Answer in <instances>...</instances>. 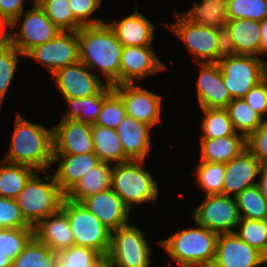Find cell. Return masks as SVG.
I'll return each mask as SVG.
<instances>
[{
  "instance_id": "obj_41",
  "label": "cell",
  "mask_w": 267,
  "mask_h": 267,
  "mask_svg": "<svg viewBox=\"0 0 267 267\" xmlns=\"http://www.w3.org/2000/svg\"><path fill=\"white\" fill-rule=\"evenodd\" d=\"M34 237V228H0V253L12 261Z\"/></svg>"
},
{
  "instance_id": "obj_6",
  "label": "cell",
  "mask_w": 267,
  "mask_h": 267,
  "mask_svg": "<svg viewBox=\"0 0 267 267\" xmlns=\"http://www.w3.org/2000/svg\"><path fill=\"white\" fill-rule=\"evenodd\" d=\"M176 22L166 26L186 45L199 63H218L226 54L224 32L186 20L179 12Z\"/></svg>"
},
{
  "instance_id": "obj_3",
  "label": "cell",
  "mask_w": 267,
  "mask_h": 267,
  "mask_svg": "<svg viewBox=\"0 0 267 267\" xmlns=\"http://www.w3.org/2000/svg\"><path fill=\"white\" fill-rule=\"evenodd\" d=\"M196 225L197 228L183 229L159 241L179 267H211L213 264L219 234Z\"/></svg>"
},
{
  "instance_id": "obj_29",
  "label": "cell",
  "mask_w": 267,
  "mask_h": 267,
  "mask_svg": "<svg viewBox=\"0 0 267 267\" xmlns=\"http://www.w3.org/2000/svg\"><path fill=\"white\" fill-rule=\"evenodd\" d=\"M91 134L94 153L101 162L123 163L130 160L124 153L123 145L115 129L91 125Z\"/></svg>"
},
{
  "instance_id": "obj_7",
  "label": "cell",
  "mask_w": 267,
  "mask_h": 267,
  "mask_svg": "<svg viewBox=\"0 0 267 267\" xmlns=\"http://www.w3.org/2000/svg\"><path fill=\"white\" fill-rule=\"evenodd\" d=\"M61 209L68 218L75 245L92 248L106 257L110 247L111 230L82 202H74L64 197Z\"/></svg>"
},
{
  "instance_id": "obj_22",
  "label": "cell",
  "mask_w": 267,
  "mask_h": 267,
  "mask_svg": "<svg viewBox=\"0 0 267 267\" xmlns=\"http://www.w3.org/2000/svg\"><path fill=\"white\" fill-rule=\"evenodd\" d=\"M34 237L57 253L75 245L68 218L61 208L34 226Z\"/></svg>"
},
{
  "instance_id": "obj_43",
  "label": "cell",
  "mask_w": 267,
  "mask_h": 267,
  "mask_svg": "<svg viewBox=\"0 0 267 267\" xmlns=\"http://www.w3.org/2000/svg\"><path fill=\"white\" fill-rule=\"evenodd\" d=\"M18 55L24 56L11 44L0 47V108L15 75Z\"/></svg>"
},
{
  "instance_id": "obj_31",
  "label": "cell",
  "mask_w": 267,
  "mask_h": 267,
  "mask_svg": "<svg viewBox=\"0 0 267 267\" xmlns=\"http://www.w3.org/2000/svg\"><path fill=\"white\" fill-rule=\"evenodd\" d=\"M233 123L235 131L246 139L265 121L243 98L232 99L225 108Z\"/></svg>"
},
{
  "instance_id": "obj_12",
  "label": "cell",
  "mask_w": 267,
  "mask_h": 267,
  "mask_svg": "<svg viewBox=\"0 0 267 267\" xmlns=\"http://www.w3.org/2000/svg\"><path fill=\"white\" fill-rule=\"evenodd\" d=\"M34 3L32 9L25 14L19 32L10 34V44L23 55L32 48L50 41L61 32L35 0Z\"/></svg>"
},
{
  "instance_id": "obj_33",
  "label": "cell",
  "mask_w": 267,
  "mask_h": 267,
  "mask_svg": "<svg viewBox=\"0 0 267 267\" xmlns=\"http://www.w3.org/2000/svg\"><path fill=\"white\" fill-rule=\"evenodd\" d=\"M58 253L33 237L12 261V267H56Z\"/></svg>"
},
{
  "instance_id": "obj_20",
  "label": "cell",
  "mask_w": 267,
  "mask_h": 267,
  "mask_svg": "<svg viewBox=\"0 0 267 267\" xmlns=\"http://www.w3.org/2000/svg\"><path fill=\"white\" fill-rule=\"evenodd\" d=\"M197 99L200 108H226L232 101L218 63H199Z\"/></svg>"
},
{
  "instance_id": "obj_34",
  "label": "cell",
  "mask_w": 267,
  "mask_h": 267,
  "mask_svg": "<svg viewBox=\"0 0 267 267\" xmlns=\"http://www.w3.org/2000/svg\"><path fill=\"white\" fill-rule=\"evenodd\" d=\"M56 267H107L106 257L96 250L73 245L58 253Z\"/></svg>"
},
{
  "instance_id": "obj_38",
  "label": "cell",
  "mask_w": 267,
  "mask_h": 267,
  "mask_svg": "<svg viewBox=\"0 0 267 267\" xmlns=\"http://www.w3.org/2000/svg\"><path fill=\"white\" fill-rule=\"evenodd\" d=\"M50 21L61 31H78L82 25L74 18L69 0H35Z\"/></svg>"
},
{
  "instance_id": "obj_44",
  "label": "cell",
  "mask_w": 267,
  "mask_h": 267,
  "mask_svg": "<svg viewBox=\"0 0 267 267\" xmlns=\"http://www.w3.org/2000/svg\"><path fill=\"white\" fill-rule=\"evenodd\" d=\"M0 228H34L23 217L15 199L0 197Z\"/></svg>"
},
{
  "instance_id": "obj_23",
  "label": "cell",
  "mask_w": 267,
  "mask_h": 267,
  "mask_svg": "<svg viewBox=\"0 0 267 267\" xmlns=\"http://www.w3.org/2000/svg\"><path fill=\"white\" fill-rule=\"evenodd\" d=\"M56 161H59V166L56 168L57 170L54 176L60 190L65 195L85 173L101 162L94 152L84 154H54L53 162Z\"/></svg>"
},
{
  "instance_id": "obj_32",
  "label": "cell",
  "mask_w": 267,
  "mask_h": 267,
  "mask_svg": "<svg viewBox=\"0 0 267 267\" xmlns=\"http://www.w3.org/2000/svg\"><path fill=\"white\" fill-rule=\"evenodd\" d=\"M64 99L70 110L66 111L63 119L94 125L104 102V88L97 95Z\"/></svg>"
},
{
  "instance_id": "obj_25",
  "label": "cell",
  "mask_w": 267,
  "mask_h": 267,
  "mask_svg": "<svg viewBox=\"0 0 267 267\" xmlns=\"http://www.w3.org/2000/svg\"><path fill=\"white\" fill-rule=\"evenodd\" d=\"M151 126L126 115L115 129L130 160H144L150 152Z\"/></svg>"
},
{
  "instance_id": "obj_5",
  "label": "cell",
  "mask_w": 267,
  "mask_h": 267,
  "mask_svg": "<svg viewBox=\"0 0 267 267\" xmlns=\"http://www.w3.org/2000/svg\"><path fill=\"white\" fill-rule=\"evenodd\" d=\"M144 160H129L112 167L111 188L131 210L132 204L155 201L158 195L157 181L141 164Z\"/></svg>"
},
{
  "instance_id": "obj_17",
  "label": "cell",
  "mask_w": 267,
  "mask_h": 267,
  "mask_svg": "<svg viewBox=\"0 0 267 267\" xmlns=\"http://www.w3.org/2000/svg\"><path fill=\"white\" fill-rule=\"evenodd\" d=\"M262 30L260 21L228 20L224 31L226 52L241 55H261Z\"/></svg>"
},
{
  "instance_id": "obj_40",
  "label": "cell",
  "mask_w": 267,
  "mask_h": 267,
  "mask_svg": "<svg viewBox=\"0 0 267 267\" xmlns=\"http://www.w3.org/2000/svg\"><path fill=\"white\" fill-rule=\"evenodd\" d=\"M237 226L238 232L234 233L267 258V219L240 218Z\"/></svg>"
},
{
  "instance_id": "obj_48",
  "label": "cell",
  "mask_w": 267,
  "mask_h": 267,
  "mask_svg": "<svg viewBox=\"0 0 267 267\" xmlns=\"http://www.w3.org/2000/svg\"><path fill=\"white\" fill-rule=\"evenodd\" d=\"M24 0H0V13L15 28L24 12Z\"/></svg>"
},
{
  "instance_id": "obj_18",
  "label": "cell",
  "mask_w": 267,
  "mask_h": 267,
  "mask_svg": "<svg viewBox=\"0 0 267 267\" xmlns=\"http://www.w3.org/2000/svg\"><path fill=\"white\" fill-rule=\"evenodd\" d=\"M54 154L94 152L91 125L78 120L62 119L53 127Z\"/></svg>"
},
{
  "instance_id": "obj_47",
  "label": "cell",
  "mask_w": 267,
  "mask_h": 267,
  "mask_svg": "<svg viewBox=\"0 0 267 267\" xmlns=\"http://www.w3.org/2000/svg\"><path fill=\"white\" fill-rule=\"evenodd\" d=\"M262 118L267 114V78L249 90L243 98ZM267 120V116L265 118Z\"/></svg>"
},
{
  "instance_id": "obj_4",
  "label": "cell",
  "mask_w": 267,
  "mask_h": 267,
  "mask_svg": "<svg viewBox=\"0 0 267 267\" xmlns=\"http://www.w3.org/2000/svg\"><path fill=\"white\" fill-rule=\"evenodd\" d=\"M64 197L54 175L41 178L36 172L15 200L25 220L34 227L40 220L56 213Z\"/></svg>"
},
{
  "instance_id": "obj_49",
  "label": "cell",
  "mask_w": 267,
  "mask_h": 267,
  "mask_svg": "<svg viewBox=\"0 0 267 267\" xmlns=\"http://www.w3.org/2000/svg\"><path fill=\"white\" fill-rule=\"evenodd\" d=\"M4 26L10 28L11 24L0 13V47L10 44L11 32L8 29L3 30Z\"/></svg>"
},
{
  "instance_id": "obj_14",
  "label": "cell",
  "mask_w": 267,
  "mask_h": 267,
  "mask_svg": "<svg viewBox=\"0 0 267 267\" xmlns=\"http://www.w3.org/2000/svg\"><path fill=\"white\" fill-rule=\"evenodd\" d=\"M267 258L240 239L234 232L219 234L211 267H258Z\"/></svg>"
},
{
  "instance_id": "obj_50",
  "label": "cell",
  "mask_w": 267,
  "mask_h": 267,
  "mask_svg": "<svg viewBox=\"0 0 267 267\" xmlns=\"http://www.w3.org/2000/svg\"><path fill=\"white\" fill-rule=\"evenodd\" d=\"M259 174H261V176H259L261 178L257 185L259 186L261 193L267 200V165L261 167Z\"/></svg>"
},
{
  "instance_id": "obj_28",
  "label": "cell",
  "mask_w": 267,
  "mask_h": 267,
  "mask_svg": "<svg viewBox=\"0 0 267 267\" xmlns=\"http://www.w3.org/2000/svg\"><path fill=\"white\" fill-rule=\"evenodd\" d=\"M180 14L190 22L224 32L228 22L227 0L195 1L189 12Z\"/></svg>"
},
{
  "instance_id": "obj_15",
  "label": "cell",
  "mask_w": 267,
  "mask_h": 267,
  "mask_svg": "<svg viewBox=\"0 0 267 267\" xmlns=\"http://www.w3.org/2000/svg\"><path fill=\"white\" fill-rule=\"evenodd\" d=\"M81 61L55 71L52 76L64 98H83L97 95L107 84L100 77L88 71Z\"/></svg>"
},
{
  "instance_id": "obj_27",
  "label": "cell",
  "mask_w": 267,
  "mask_h": 267,
  "mask_svg": "<svg viewBox=\"0 0 267 267\" xmlns=\"http://www.w3.org/2000/svg\"><path fill=\"white\" fill-rule=\"evenodd\" d=\"M111 178L110 164L100 162L85 173L65 197L74 202H82L90 195L111 189Z\"/></svg>"
},
{
  "instance_id": "obj_30",
  "label": "cell",
  "mask_w": 267,
  "mask_h": 267,
  "mask_svg": "<svg viewBox=\"0 0 267 267\" xmlns=\"http://www.w3.org/2000/svg\"><path fill=\"white\" fill-rule=\"evenodd\" d=\"M0 161L6 163H0V197L16 199L18 194L37 171L26 165Z\"/></svg>"
},
{
  "instance_id": "obj_53",
  "label": "cell",
  "mask_w": 267,
  "mask_h": 267,
  "mask_svg": "<svg viewBox=\"0 0 267 267\" xmlns=\"http://www.w3.org/2000/svg\"><path fill=\"white\" fill-rule=\"evenodd\" d=\"M266 78H267V62H266Z\"/></svg>"
},
{
  "instance_id": "obj_10",
  "label": "cell",
  "mask_w": 267,
  "mask_h": 267,
  "mask_svg": "<svg viewBox=\"0 0 267 267\" xmlns=\"http://www.w3.org/2000/svg\"><path fill=\"white\" fill-rule=\"evenodd\" d=\"M193 219L217 234L235 232L240 220L235 197L224 194L205 196L204 202L195 208Z\"/></svg>"
},
{
  "instance_id": "obj_35",
  "label": "cell",
  "mask_w": 267,
  "mask_h": 267,
  "mask_svg": "<svg viewBox=\"0 0 267 267\" xmlns=\"http://www.w3.org/2000/svg\"><path fill=\"white\" fill-rule=\"evenodd\" d=\"M204 113L201 129V138H219L239 134L235 131L233 123L225 108H201Z\"/></svg>"
},
{
  "instance_id": "obj_21",
  "label": "cell",
  "mask_w": 267,
  "mask_h": 267,
  "mask_svg": "<svg viewBox=\"0 0 267 267\" xmlns=\"http://www.w3.org/2000/svg\"><path fill=\"white\" fill-rule=\"evenodd\" d=\"M82 203L111 231L129 224L130 210L112 188L90 195Z\"/></svg>"
},
{
  "instance_id": "obj_9",
  "label": "cell",
  "mask_w": 267,
  "mask_h": 267,
  "mask_svg": "<svg viewBox=\"0 0 267 267\" xmlns=\"http://www.w3.org/2000/svg\"><path fill=\"white\" fill-rule=\"evenodd\" d=\"M150 252L152 249L143 232L127 224L111 231L106 264L107 267H149Z\"/></svg>"
},
{
  "instance_id": "obj_37",
  "label": "cell",
  "mask_w": 267,
  "mask_h": 267,
  "mask_svg": "<svg viewBox=\"0 0 267 267\" xmlns=\"http://www.w3.org/2000/svg\"><path fill=\"white\" fill-rule=\"evenodd\" d=\"M126 115L122 98L107 84L104 87V102L94 125L116 129Z\"/></svg>"
},
{
  "instance_id": "obj_51",
  "label": "cell",
  "mask_w": 267,
  "mask_h": 267,
  "mask_svg": "<svg viewBox=\"0 0 267 267\" xmlns=\"http://www.w3.org/2000/svg\"><path fill=\"white\" fill-rule=\"evenodd\" d=\"M261 30H262V38H261V55L267 54V17L260 22Z\"/></svg>"
},
{
  "instance_id": "obj_11",
  "label": "cell",
  "mask_w": 267,
  "mask_h": 267,
  "mask_svg": "<svg viewBox=\"0 0 267 267\" xmlns=\"http://www.w3.org/2000/svg\"><path fill=\"white\" fill-rule=\"evenodd\" d=\"M24 56L42 63L53 74L58 69L79 61L77 31H61L50 41L29 50Z\"/></svg>"
},
{
  "instance_id": "obj_26",
  "label": "cell",
  "mask_w": 267,
  "mask_h": 267,
  "mask_svg": "<svg viewBox=\"0 0 267 267\" xmlns=\"http://www.w3.org/2000/svg\"><path fill=\"white\" fill-rule=\"evenodd\" d=\"M201 161L228 163L238 156L246 146L242 134H233L219 138H200Z\"/></svg>"
},
{
  "instance_id": "obj_13",
  "label": "cell",
  "mask_w": 267,
  "mask_h": 267,
  "mask_svg": "<svg viewBox=\"0 0 267 267\" xmlns=\"http://www.w3.org/2000/svg\"><path fill=\"white\" fill-rule=\"evenodd\" d=\"M113 90L122 98L127 115L151 127L161 121L160 95L143 89L139 85L119 84L112 86Z\"/></svg>"
},
{
  "instance_id": "obj_42",
  "label": "cell",
  "mask_w": 267,
  "mask_h": 267,
  "mask_svg": "<svg viewBox=\"0 0 267 267\" xmlns=\"http://www.w3.org/2000/svg\"><path fill=\"white\" fill-rule=\"evenodd\" d=\"M228 20L263 21L267 17L266 0H227Z\"/></svg>"
},
{
  "instance_id": "obj_24",
  "label": "cell",
  "mask_w": 267,
  "mask_h": 267,
  "mask_svg": "<svg viewBox=\"0 0 267 267\" xmlns=\"http://www.w3.org/2000/svg\"><path fill=\"white\" fill-rule=\"evenodd\" d=\"M108 25L124 47L153 46L155 25L137 12V8L131 15Z\"/></svg>"
},
{
  "instance_id": "obj_36",
  "label": "cell",
  "mask_w": 267,
  "mask_h": 267,
  "mask_svg": "<svg viewBox=\"0 0 267 267\" xmlns=\"http://www.w3.org/2000/svg\"><path fill=\"white\" fill-rule=\"evenodd\" d=\"M235 198L240 218L251 220L267 219V200L258 185L246 188Z\"/></svg>"
},
{
  "instance_id": "obj_8",
  "label": "cell",
  "mask_w": 267,
  "mask_h": 267,
  "mask_svg": "<svg viewBox=\"0 0 267 267\" xmlns=\"http://www.w3.org/2000/svg\"><path fill=\"white\" fill-rule=\"evenodd\" d=\"M218 64L232 99L244 98L249 90L266 78V62L258 56L226 52Z\"/></svg>"
},
{
  "instance_id": "obj_1",
  "label": "cell",
  "mask_w": 267,
  "mask_h": 267,
  "mask_svg": "<svg viewBox=\"0 0 267 267\" xmlns=\"http://www.w3.org/2000/svg\"><path fill=\"white\" fill-rule=\"evenodd\" d=\"M79 61L89 69H99L105 76L106 84L119 85L120 58L123 45L114 31L103 22L98 25H85L78 31Z\"/></svg>"
},
{
  "instance_id": "obj_2",
  "label": "cell",
  "mask_w": 267,
  "mask_h": 267,
  "mask_svg": "<svg viewBox=\"0 0 267 267\" xmlns=\"http://www.w3.org/2000/svg\"><path fill=\"white\" fill-rule=\"evenodd\" d=\"M53 156V128L47 129L43 125L31 123L18 113L9 152L2 161L26 165L48 174L47 169L53 163Z\"/></svg>"
},
{
  "instance_id": "obj_16",
  "label": "cell",
  "mask_w": 267,
  "mask_h": 267,
  "mask_svg": "<svg viewBox=\"0 0 267 267\" xmlns=\"http://www.w3.org/2000/svg\"><path fill=\"white\" fill-rule=\"evenodd\" d=\"M167 69L152 50V46L123 47L120 58L119 84H133Z\"/></svg>"
},
{
  "instance_id": "obj_45",
  "label": "cell",
  "mask_w": 267,
  "mask_h": 267,
  "mask_svg": "<svg viewBox=\"0 0 267 267\" xmlns=\"http://www.w3.org/2000/svg\"><path fill=\"white\" fill-rule=\"evenodd\" d=\"M74 18L82 25H98L103 23L101 18L89 19L101 6V0H69Z\"/></svg>"
},
{
  "instance_id": "obj_39",
  "label": "cell",
  "mask_w": 267,
  "mask_h": 267,
  "mask_svg": "<svg viewBox=\"0 0 267 267\" xmlns=\"http://www.w3.org/2000/svg\"><path fill=\"white\" fill-rule=\"evenodd\" d=\"M196 170L195 177L206 196L223 194L225 163L200 161Z\"/></svg>"
},
{
  "instance_id": "obj_52",
  "label": "cell",
  "mask_w": 267,
  "mask_h": 267,
  "mask_svg": "<svg viewBox=\"0 0 267 267\" xmlns=\"http://www.w3.org/2000/svg\"><path fill=\"white\" fill-rule=\"evenodd\" d=\"M0 267H12V260L2 253H0Z\"/></svg>"
},
{
  "instance_id": "obj_46",
  "label": "cell",
  "mask_w": 267,
  "mask_h": 267,
  "mask_svg": "<svg viewBox=\"0 0 267 267\" xmlns=\"http://www.w3.org/2000/svg\"><path fill=\"white\" fill-rule=\"evenodd\" d=\"M246 146L262 166L267 165V120L246 139Z\"/></svg>"
},
{
  "instance_id": "obj_19",
  "label": "cell",
  "mask_w": 267,
  "mask_h": 267,
  "mask_svg": "<svg viewBox=\"0 0 267 267\" xmlns=\"http://www.w3.org/2000/svg\"><path fill=\"white\" fill-rule=\"evenodd\" d=\"M260 161L245 148L238 156L225 163L223 194L233 197L239 195L246 188L257 185L254 182L261 170Z\"/></svg>"
}]
</instances>
